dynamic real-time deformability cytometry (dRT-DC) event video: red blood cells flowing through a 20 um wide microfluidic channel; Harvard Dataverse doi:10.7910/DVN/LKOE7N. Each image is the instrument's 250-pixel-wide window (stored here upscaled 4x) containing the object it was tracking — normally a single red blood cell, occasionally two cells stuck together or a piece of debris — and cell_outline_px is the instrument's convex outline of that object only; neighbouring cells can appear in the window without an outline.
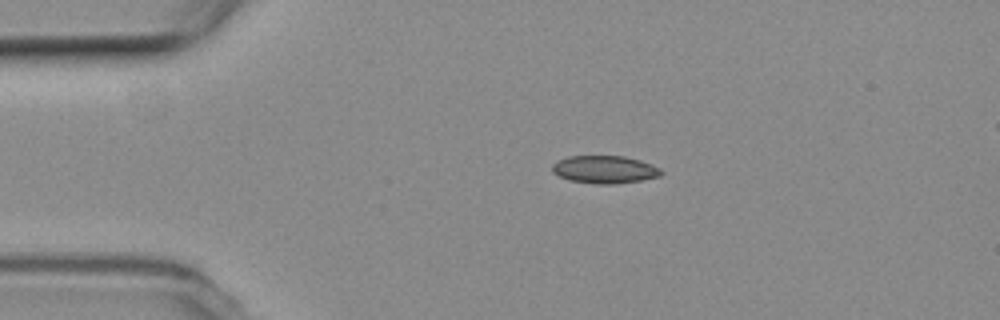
{"species": "common noctule bat (a hibernating species)", "species_latin": "Nyctalus noctula", "temperature_condition": "room temperature", "stored_images_in_passage": 44, "camera_frame_rate_fps": 3000, "um_per_image_px": 0.085, "animal": {"sex": "female", "body_mass_g": 19.3, "forearm_length_mm": 54.1}, "frame": {"image": 1, "passage_image": 1, "time_ms": 0.0, "image_size_px": [1000, 320], "cell_outline_px": [[664, 172], [660, 176], [640, 180], [616, 184], [596, 184], [568, 180], [552, 172], [552, 164], [568, 156], [624, 156], [640, 160], [652, 164], [660, 168]], "centroid_in_image_um": [51.41, 14.41], "position_along_channel_um": 33.6, "area_um2": 17.63}}
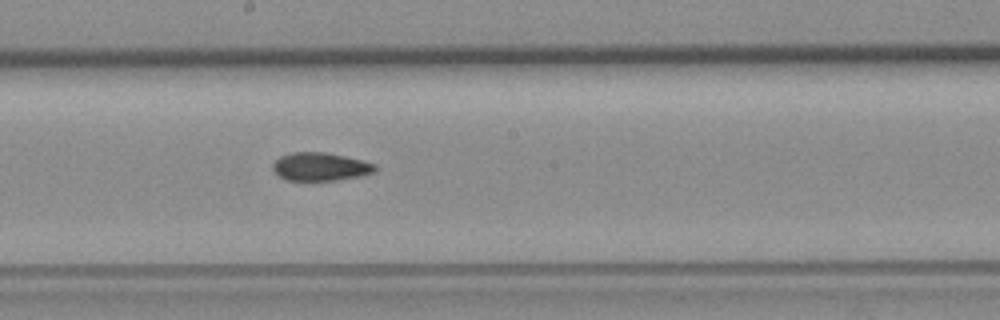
{"frame": {"image": 2, "passage_image": 19, "time_ms": 6.0, "image_size_px": [1000, 320], "cell_outline_px": [[376, 172], [360, 176], [336, 180], [284, 180], [272, 168], [272, 164], [280, 156], [292, 152], [324, 152], [344, 156], [376, 164]], "centroid_in_image_um": [27.23, 14.17], "position_along_channel_um": 221.0, "area_um2": 16.7}}
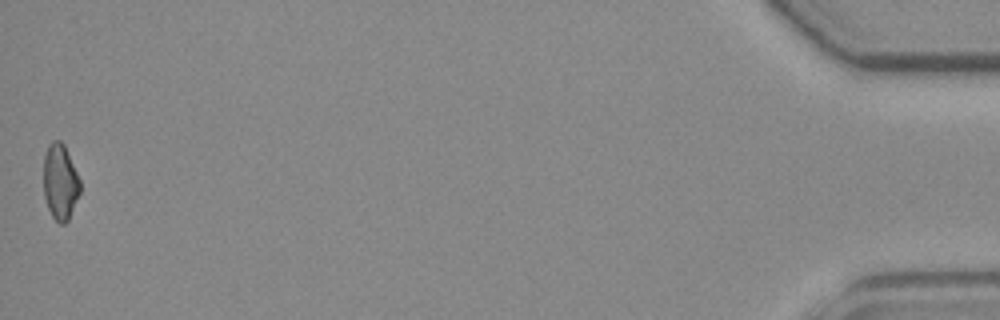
{"frame": {"image": 3, "passage_image": 44, "time_ms": 14.333, "image_size_px": [1000, 320], "cell_outline_px": [[80, 192], [68, 220], [64, 224], [60, 224], [52, 216], [48, 208], [44, 196], [44, 156], [48, 144], [52, 140], [60, 140], [64, 144], [80, 180]], "centroid_in_image_um": [5.11, 15.45], "position_along_channel_um": 430.1, "area_um2": 16.07}, "authors_computed_cell_mechanics": {"area_um2": 16.9354, "velocity_mm_per_s": 3.7606, "shape_relaxation_time_tau1_ms": null, "shape_relaxation_time_tau2_ms": 2.4661, "deformation_change_tau1": null, "deformation_change_tau2": 0.0709}}